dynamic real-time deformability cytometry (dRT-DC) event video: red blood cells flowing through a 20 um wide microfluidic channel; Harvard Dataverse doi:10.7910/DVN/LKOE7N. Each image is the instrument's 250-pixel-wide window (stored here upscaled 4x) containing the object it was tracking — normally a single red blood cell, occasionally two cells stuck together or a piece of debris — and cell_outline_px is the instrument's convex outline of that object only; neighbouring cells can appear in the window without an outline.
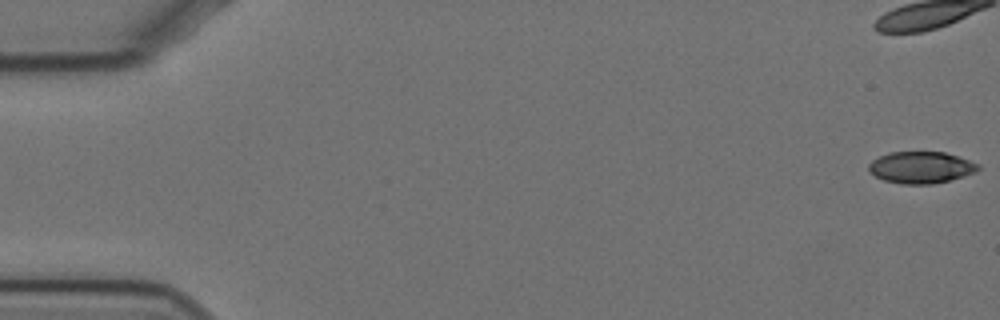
{"species": "Egyptian fruit bat (a non-hibernating species)", "species_latin": "Rousettus aegyptiacus", "temperature_condition": "cold", "stored_images_in_passage": 59, "camera_frame_rate_fps": 3000, "um_per_image_px": 0.085, "animal": {"sex": "female"}, "frame": {"image": 1, "passage_image": 1, "time_ms": 0.0, "image_size_px": [1000, 320], "cell_outline_px": [[980, 168], [976, 172], [964, 176], [932, 184], [900, 184], [884, 180], [868, 172], [868, 164], [872, 160], [888, 152], [944, 152], [980, 164]], "centroid_in_image_um": [78.26, 14.23], "position_along_channel_um": 6.7, "area_um2": 20.23}, "authors_computed_cell_mechanics": {"area_um2": 22.1952, "velocity_mm_per_s": 3.481, "shape_relaxation_time_tau1_ms": 8.1868, "shape_relaxation_time_tau2_ms": 4.0742, "deformation_change_tau1": 0.1754, "deformation_change_tau2": 0.073}}